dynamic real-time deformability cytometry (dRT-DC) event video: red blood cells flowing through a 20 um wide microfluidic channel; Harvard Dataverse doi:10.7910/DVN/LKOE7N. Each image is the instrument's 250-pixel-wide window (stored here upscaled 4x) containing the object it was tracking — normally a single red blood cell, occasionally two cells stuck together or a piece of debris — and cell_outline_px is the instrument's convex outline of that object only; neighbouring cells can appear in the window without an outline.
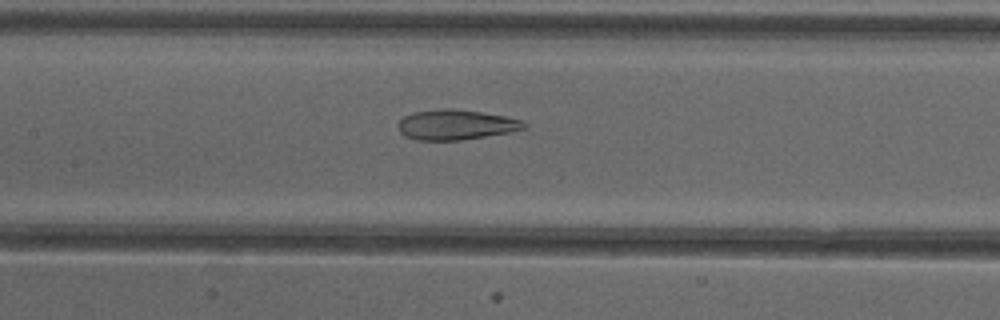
{"species": "common noctule bat (a hibernating species)", "species_latin": "Nyctalus noctula", "temperature_condition": "cold", "stored_images_in_passage": 41, "camera_frame_rate_fps": 3000, "um_per_image_px": 0.085, "animal": {"sex": "female"}, "frame": {"image": 1, "passage_image": 14, "time_ms": 4.333, "image_size_px": [1000, 320], "cell_outline_px": [[528, 128], [508, 132], [460, 140], [416, 140], [404, 136], [400, 132], [396, 124], [404, 116], [412, 112], [444, 108], [452, 108], [480, 112], [504, 116], [524, 120], [528, 124]], "centroid_in_image_um": [38.74, 10.59], "position_along_channel_um": 168.7, "area_um2": 22.2}}
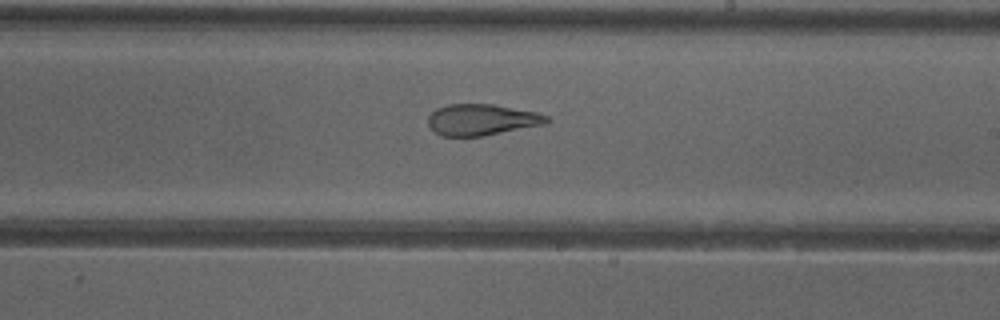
{"frame": {"image": 2, "passage_image": 20, "time_ms": 6.333, "image_size_px": [1000, 320], "cell_outline_px": [[548, 124], [484, 136], [440, 136], [428, 124], [428, 116], [436, 108], [448, 104], [492, 104], [536, 112], [548, 116]], "centroid_in_image_um": [40.96, 10.18], "position_along_channel_um": 248.0, "area_um2": 21.68}}
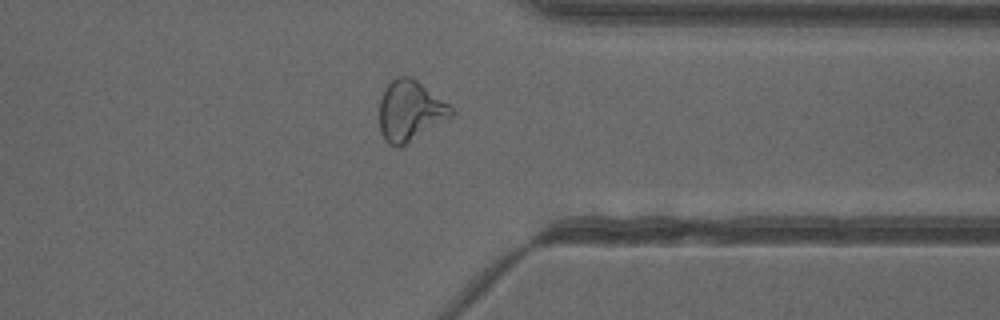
{"frame": {"image": 3, "passage_image": 30, "time_ms": 9.667, "image_size_px": [1000, 320], "cell_outline_px": [[456, 116], [404, 148], [396, 148], [388, 144], [384, 140], [380, 132], [380, 100], [384, 88], [396, 76], [408, 76], [416, 80], [448, 104], [456, 112]], "centroid_in_image_um": [34.89, 9.51], "position_along_channel_um": 376.5, "area_um2": 26.18}, "authors_computed_cell_mechanics": {"area_um2": 24.6228, "velocity_mm_per_s": 3.9929, "shape_relaxation_time_tau1_ms": null, "shape_relaxation_time_tau2_ms": 1.9469, "deformation_change_tau1": null, "deformation_change_tau2": 0.1007}}